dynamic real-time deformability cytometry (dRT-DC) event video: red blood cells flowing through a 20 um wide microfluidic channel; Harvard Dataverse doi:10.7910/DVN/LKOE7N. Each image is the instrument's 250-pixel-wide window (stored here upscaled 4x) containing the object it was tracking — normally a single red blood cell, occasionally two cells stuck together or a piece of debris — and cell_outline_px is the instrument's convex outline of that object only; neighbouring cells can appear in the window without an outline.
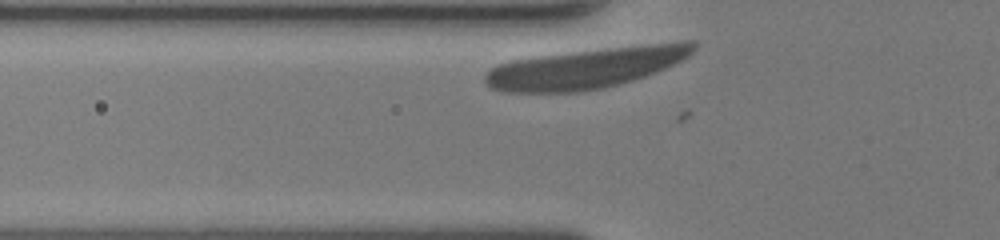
{"species": "human", "species_latin": "Homo sapiens", "temperature_condition": "room temperature", "stored_images_in_passage": 5, "camera_frame_rate_fps": 3000, "um_per_image_px": 0.085, "donor": {"sex": "female"}, "frame": {"image": 1, "passage_image": 3, "time_ms": 0.667, "image_size_px": [1000, 240], "cell_outline_px": [[696, 48], [688, 56], [656, 72], [620, 84], [604, 88], [584, 92], [500, 92], [488, 88], [484, 84], [484, 76], [496, 64], [508, 60], [532, 56], [648, 44], [688, 40], [696, 40]], "centroid_in_image_um": [49.74, 5.79], "position_along_channel_um": 76.1, "area_um2": 49.3}}